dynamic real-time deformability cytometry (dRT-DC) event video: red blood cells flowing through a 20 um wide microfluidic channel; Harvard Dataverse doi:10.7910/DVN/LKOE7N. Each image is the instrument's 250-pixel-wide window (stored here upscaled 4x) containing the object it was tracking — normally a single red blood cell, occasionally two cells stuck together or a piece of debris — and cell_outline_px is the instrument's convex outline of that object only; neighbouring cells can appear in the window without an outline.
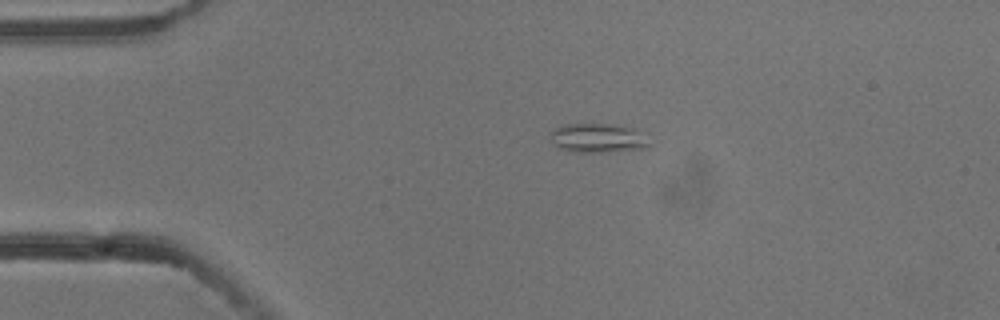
{"species": "common noctule bat (a hibernating species)", "species_latin": "Nyctalus noctula", "temperature_condition": "cold", "stored_images_in_passage": 3, "camera_frame_rate_fps": 3000, "um_per_image_px": 0.085, "animal": {"sex": "male", "body_mass_g": 13.3}, "frame": {"image": 1, "passage_image": 1, "time_ms": 0.0, "image_size_px": [1000, 320], "cell_outline_px": [[652, 144], [648, 148], [600, 152], [580, 152], [556, 148], [548, 132], [564, 124], [604, 124], [632, 128]], "centroid_in_image_um": [50.75, 11.74], "position_along_channel_um": 34.3, "area_um2": 16.53}}